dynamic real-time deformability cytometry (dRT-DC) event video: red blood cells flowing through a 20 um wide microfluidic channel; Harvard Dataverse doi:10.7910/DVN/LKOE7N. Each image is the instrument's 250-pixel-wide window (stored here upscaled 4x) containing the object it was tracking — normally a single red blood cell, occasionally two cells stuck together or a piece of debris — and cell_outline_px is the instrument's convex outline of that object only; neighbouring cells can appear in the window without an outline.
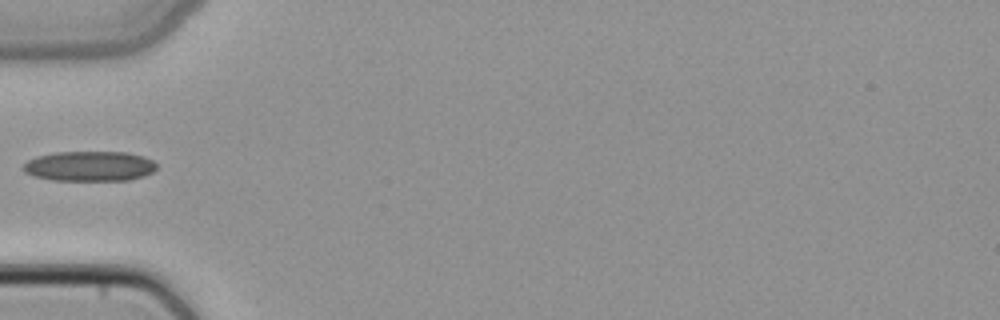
{"species": "common noctule bat (a hibernating species)", "species_latin": "Nyctalus noctula", "temperature_condition": "cold", "stored_images_in_passage": 1, "camera_frame_rate_fps": 3000, "um_per_image_px": 0.085, "animal": {"sex": "female", "body_mass_g": 22.7, "forearm_length_mm": 54.2}, "frame": {"image": 1, "passage_image": 1, "time_ms": 0.0, "image_size_px": [1000, 320], "cell_outline_px": [[156, 168], [152, 172], [144, 176], [128, 180], [52, 180], [32, 176], [24, 172], [20, 168], [28, 160], [36, 156], [56, 152], [128, 152], [144, 156], [152, 160], [156, 164]], "centroid_in_image_um": [7.58, 14.12], "position_along_channel_um": 77.4, "area_um2": 23.52}}